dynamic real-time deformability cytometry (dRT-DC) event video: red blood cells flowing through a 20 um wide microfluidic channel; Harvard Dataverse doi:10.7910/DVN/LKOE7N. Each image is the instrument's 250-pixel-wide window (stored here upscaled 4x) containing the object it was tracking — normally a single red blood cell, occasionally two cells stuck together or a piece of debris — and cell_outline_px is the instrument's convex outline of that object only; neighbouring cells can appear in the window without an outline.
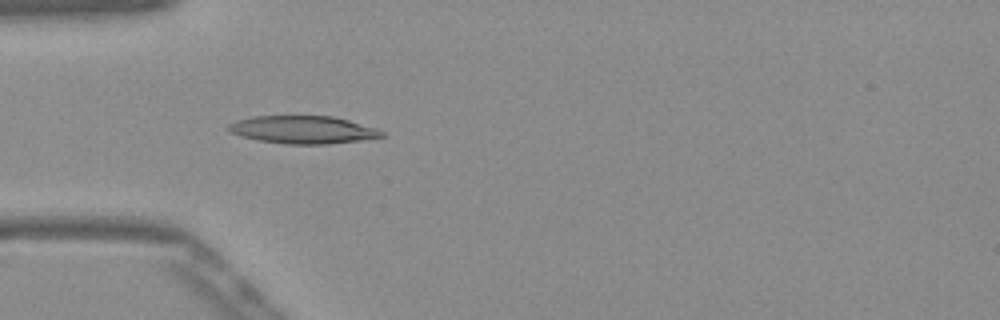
{"species": "Egyptian fruit bat (a non-hibernating species)", "species_latin": "Rousettus aegyptiacus", "temperature_condition": "warm", "stored_images_in_passage": 51, "camera_frame_rate_fps": 3000, "um_per_image_px": 0.085, "frame": {"image": 1, "passage_image": 15, "time_ms": 4.667, "image_size_px": [1000, 320], "cell_outline_px": [[384, 136], [360, 140], [328, 144], [284, 144], [260, 140], [240, 136], [232, 132], [228, 128], [228, 124], [236, 120], [252, 116], [332, 116], [348, 120], [376, 128], [384, 132]], "centroid_in_image_um": [25.74, 11.02], "position_along_channel_um": 59.3, "area_um2": 24.62}}
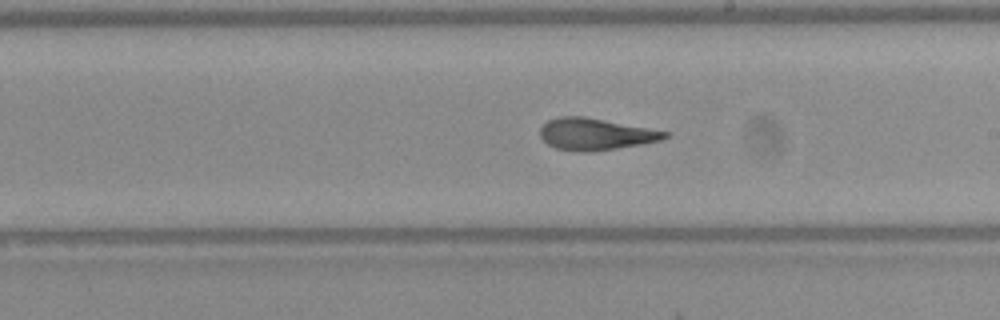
{"frame": {"image": 2, "passage_image": 29, "time_ms": 9.333, "image_size_px": [1000, 320], "cell_outline_px": [[668, 136], [660, 140], [640, 144], [616, 148], [588, 152], [576, 152], [556, 148], [548, 144], [540, 136], [540, 128], [548, 120], [560, 116], [584, 116], [668, 132]], "centroid_in_image_um": [50.56, 11.4], "position_along_channel_um": 238.4, "area_um2": 22.77}}
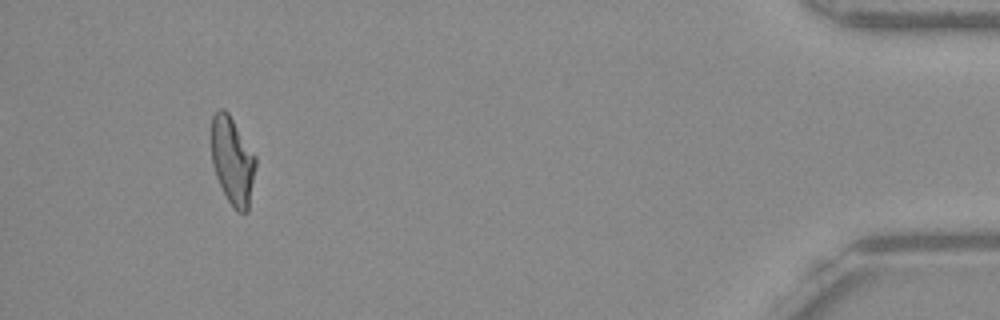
{"frame": {"image": 3, "passage_image": 48, "time_ms": 15.667, "image_size_px": [1000, 320], "cell_outline_px": [[256, 164], [248, 212], [236, 212], [228, 200], [216, 176], [212, 164], [212, 116], [220, 108], [224, 108], [228, 112], [256, 156]], "centroid_in_image_um": [19.77, 13.67], "position_along_channel_um": 415.4, "area_um2": 22.48}, "authors_computed_cell_mechanics": {"area_um2": 23.1778, "velocity_mm_per_s": 3.8838, "shape_relaxation_time_tau1_ms": 7.9727, "shape_relaxation_time_tau2_ms": 2.0187, "deformation_change_tau1": 0.2497, "deformation_change_tau2": 0.1051}}